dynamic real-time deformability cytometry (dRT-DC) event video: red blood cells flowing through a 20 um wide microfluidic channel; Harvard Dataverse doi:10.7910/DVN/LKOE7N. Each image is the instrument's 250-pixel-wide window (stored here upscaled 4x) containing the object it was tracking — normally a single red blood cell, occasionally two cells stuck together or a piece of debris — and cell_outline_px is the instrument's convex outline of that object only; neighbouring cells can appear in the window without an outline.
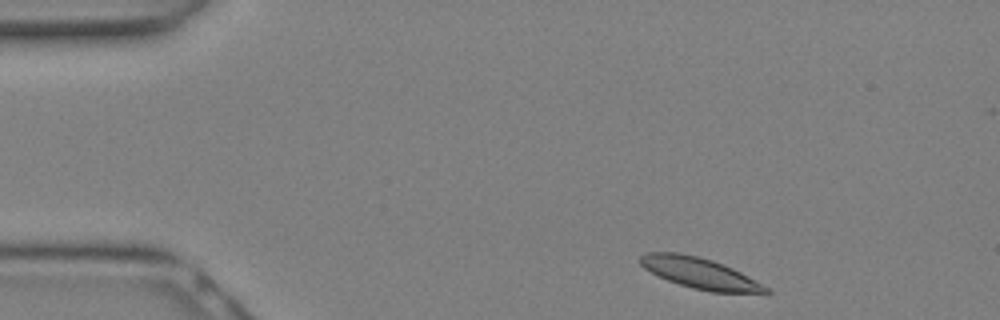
{"species": "Egyptian fruit bat (a non-hibernating species)", "species_latin": "Rousettus aegyptiacus", "temperature_condition": "warm", "stored_images_in_passage": 3, "camera_frame_rate_fps": 3000, "um_per_image_px": 0.085, "animal": {"sex": "female"}, "frame": {"image": 1, "passage_image": 1, "time_ms": 0.0, "image_size_px": [1000, 320], "cell_outline_px": [[772, 292], [768, 296], [712, 292], [692, 288], [668, 280], [644, 268], [636, 260], [644, 252], [676, 252], [700, 256], [724, 264], [748, 276], [768, 288]], "centroid_in_image_um": [59.58, 23.25], "position_along_channel_um": 25.4, "area_um2": 23.24}}